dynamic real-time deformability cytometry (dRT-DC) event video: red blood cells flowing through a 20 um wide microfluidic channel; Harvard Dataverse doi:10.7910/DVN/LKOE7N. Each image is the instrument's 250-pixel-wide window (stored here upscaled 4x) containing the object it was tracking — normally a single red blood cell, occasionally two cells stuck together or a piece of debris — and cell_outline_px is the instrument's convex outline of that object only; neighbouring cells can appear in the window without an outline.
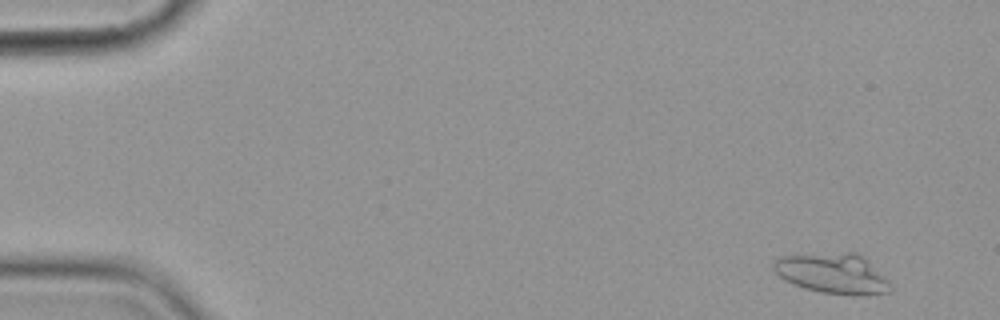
{"species": "common noctule bat (a hibernating species)", "species_latin": "Nyctalus noctula", "temperature_condition": "cold", "stored_images_in_passage": 6, "camera_frame_rate_fps": 3000, "um_per_image_px": 0.085, "animal": {"sex": "female", "body_mass_g": 19.9}, "frame": {"image": 1, "passage_image": 1, "time_ms": 0.0, "image_size_px": [1000, 320], "cell_outline_px": [[892, 288], [888, 292], [864, 296], [856, 296], [820, 292], [804, 288], [792, 284], [784, 280], [772, 268], [772, 264], [776, 256], [844, 252], [856, 252], [864, 256], [892, 284]], "centroid_in_image_um": [70.78, 23.25], "position_along_channel_um": 14.2, "area_um2": 27.86}}
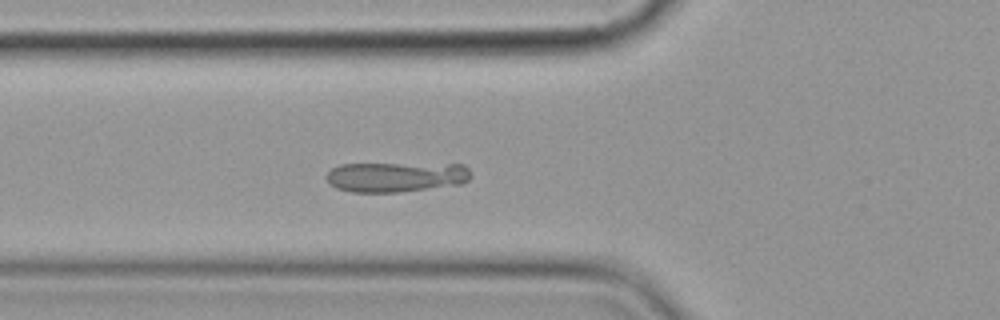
{"frame": {"image": 2, "passage_image": 6, "time_ms": 5.667, "image_size_px": [1000, 320], "cell_outline_px": [[472, 176], [468, 180], [460, 184], [400, 192], [352, 192], [336, 188], [328, 184], [324, 176], [332, 168], [340, 164], [464, 164], [472, 172]], "centroid_in_image_um": [33.64, 15.04], "position_along_channel_um": 92.2, "area_um2": 25.49}}